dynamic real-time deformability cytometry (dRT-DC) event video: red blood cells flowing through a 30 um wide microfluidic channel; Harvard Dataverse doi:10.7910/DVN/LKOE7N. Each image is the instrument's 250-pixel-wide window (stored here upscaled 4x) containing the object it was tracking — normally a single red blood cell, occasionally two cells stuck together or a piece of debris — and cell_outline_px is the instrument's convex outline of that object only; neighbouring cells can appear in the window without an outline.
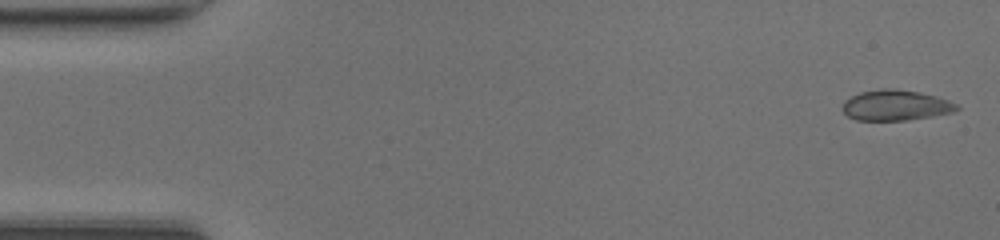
{"species": "common noctule bat (a hibernating species)", "species_latin": "Nyctalus noctula", "temperature_condition": "room temperature", "stored_images_in_passage": 46, "camera_frame_rate_fps": 3000, "um_per_image_px": 0.085, "animal": {"sex": "female", "body_mass_g": 20.0, "forearm_length_mm": 54.0}, "frame": {"image": 1, "passage_image": 1, "time_ms": 0.0, "image_size_px": [1000, 240], "cell_outline_px": [[960, 108], [952, 112], [932, 116], [908, 120], [856, 120], [848, 116], [840, 108], [844, 100], [860, 92], [884, 88], [892, 88], [920, 92], [936, 96], [948, 100], [956, 104]], "centroid_in_image_um": [76.1, 8.94], "position_along_channel_um": 8.9, "area_um2": 20.35}}
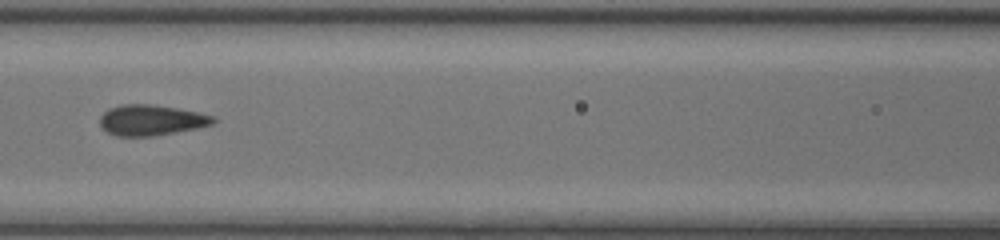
{"frame": {"image": 2, "passage_image": 20, "time_ms": 6.333, "image_size_px": [1000, 240], "cell_outline_px": [[216, 120], [212, 124], [196, 128], [176, 132], [152, 136], [116, 136], [100, 128], [100, 116], [108, 108], [120, 104], [152, 104], [200, 112], [212, 116]], "centroid_in_image_um": [12.81, 10.2], "position_along_channel_um": 153.8, "area_um2": 20.29}}
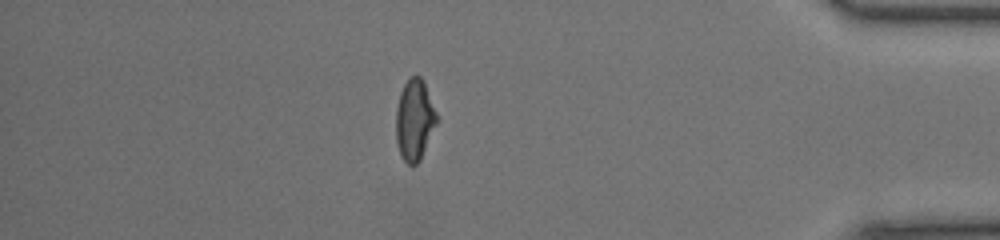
{"frame": {"image": 3, "passage_image": 40, "time_ms": 13.0, "image_size_px": [1000, 240], "cell_outline_px": [[440, 120], [420, 160], [416, 164], [408, 164], [400, 156], [396, 140], [396, 108], [400, 92], [408, 76], [420, 76], [424, 80]], "centroid_in_image_um": [35.26, 10.17], "position_along_channel_um": 399.9, "area_um2": 19.77}, "authors_computed_cell_mechanics": {"area_um2": 20.0277, "velocity_mm_per_s": 4.326, "shape_relaxation_time_tau1_ms": null, "shape_relaxation_time_tau2_ms": 0.5701, "deformation_change_tau1": null, "deformation_change_tau2": 0.049}}